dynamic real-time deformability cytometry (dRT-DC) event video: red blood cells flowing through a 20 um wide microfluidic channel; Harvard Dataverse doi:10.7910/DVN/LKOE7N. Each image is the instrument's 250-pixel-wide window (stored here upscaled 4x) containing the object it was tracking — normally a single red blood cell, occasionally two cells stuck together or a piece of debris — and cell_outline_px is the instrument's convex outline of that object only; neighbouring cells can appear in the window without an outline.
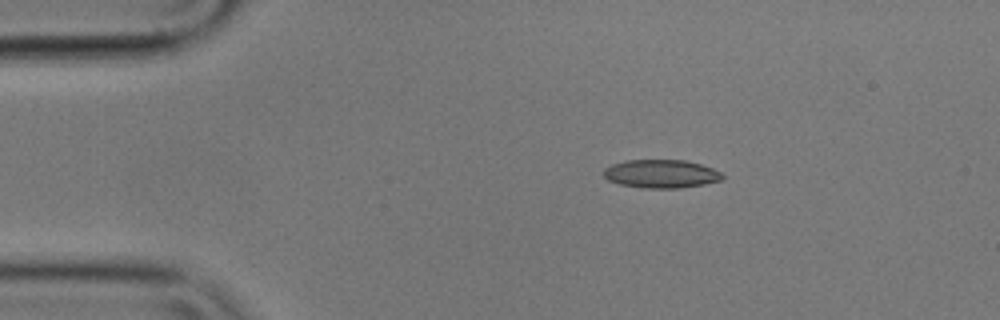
{"species": "common noctule bat (a hibernating species)", "species_latin": "Nyctalus noctula", "temperature_condition": "cold", "stored_images_in_passage": 5, "camera_frame_rate_fps": 3000, "um_per_image_px": 0.085, "animal": {"sex": "male", "body_mass_g": 17.9}, "frame": {"image": 1, "passage_image": 2, "time_ms": 0.333, "image_size_px": [1000, 320], "cell_outline_px": [[724, 176], [720, 180], [704, 184], [680, 188], [644, 188], [620, 184], [608, 180], [604, 176], [604, 168], [612, 164], [628, 160], [684, 160], [700, 164], [712, 168], [720, 172]], "centroid_in_image_um": [56.18, 14.77], "position_along_channel_um": 28.8, "area_um2": 19.48}}
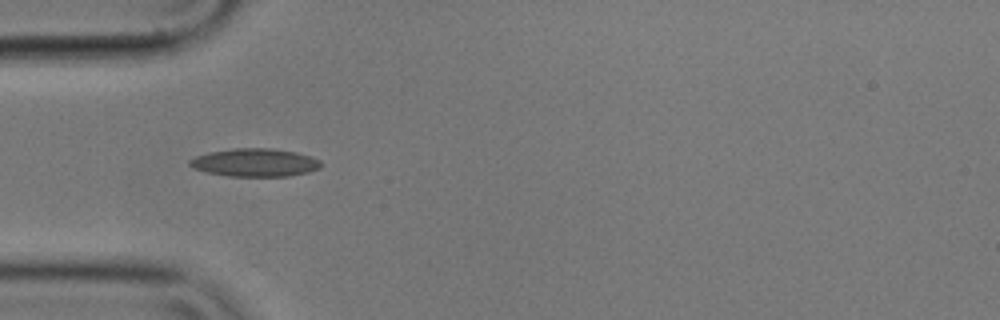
{"frame": {"image": 2, "passage_image": 4, "time_ms": 1.0, "image_size_px": [1000, 320], "cell_outline_px": [[324, 164], [320, 168], [308, 172], [288, 176], [228, 176], [208, 172], [192, 168], [188, 164], [188, 160], [196, 156], [208, 152], [232, 148], [272, 148], [296, 152], [312, 156], [320, 160]], "centroid_in_image_um": [21.68, 13.81], "position_along_channel_um": 63.3, "area_um2": 21.68}}
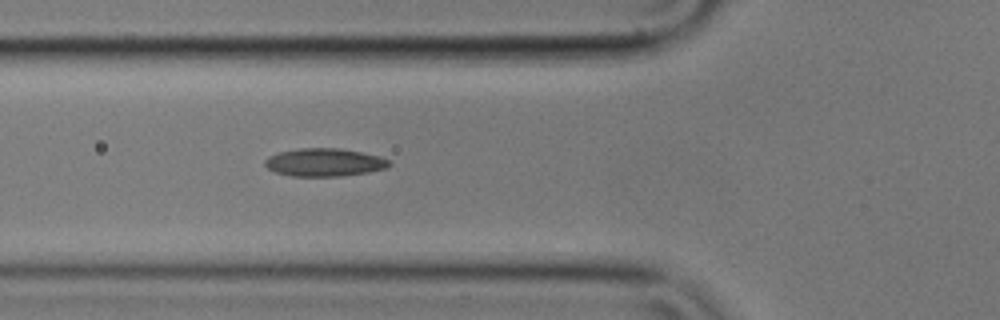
{"frame": {"image": 3, "passage_image": 5, "time_ms": 1.333, "image_size_px": [1000, 320], "cell_outline_px": [[392, 164], [388, 168], [368, 172], [340, 176], [292, 176], [276, 172], [268, 168], [264, 164], [264, 160], [268, 156], [280, 152], [300, 148], [340, 148], [380, 156], [388, 160]], "centroid_in_image_um": [27.58, 13.8], "position_along_channel_um": 98.2, "area_um2": 20.23}}